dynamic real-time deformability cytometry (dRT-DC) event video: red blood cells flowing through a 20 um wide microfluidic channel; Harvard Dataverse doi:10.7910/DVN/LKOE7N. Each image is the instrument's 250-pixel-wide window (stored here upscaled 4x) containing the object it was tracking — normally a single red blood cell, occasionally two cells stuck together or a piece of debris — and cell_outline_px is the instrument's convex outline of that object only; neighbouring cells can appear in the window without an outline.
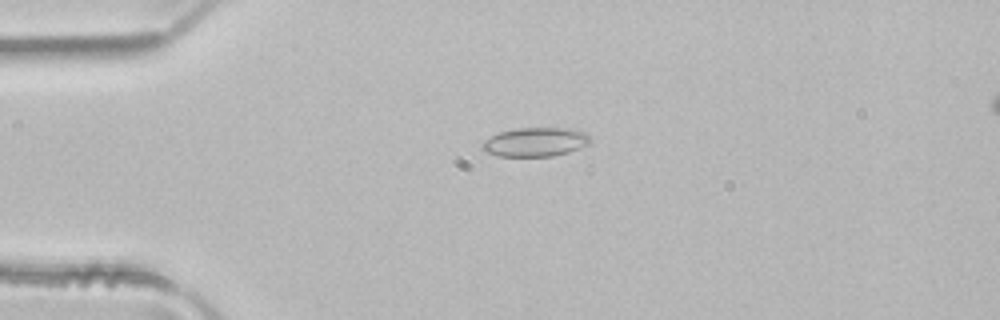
{"species": "common noctule bat (a hibernating species)", "species_latin": "Nyctalus noctula", "temperature_condition": "room temperature", "stored_images_in_passage": 4, "camera_frame_rate_fps": 3000, "um_per_image_px": 0.085, "animal": {"sex": "male", "body_mass_g": 21.5, "forearm_length_mm": 52.0}, "frame": {"image": 1, "passage_image": 2, "time_ms": 0.333, "image_size_px": [1000, 320], "cell_outline_px": [[588, 144], [568, 152], [552, 156], [496, 156], [484, 152], [480, 148], [480, 144], [484, 140], [500, 132], [516, 128], [572, 128], [588, 132]], "centroid_in_image_um": [45.46, 12.07], "position_along_channel_um": 39.5, "area_um2": 18.32}}
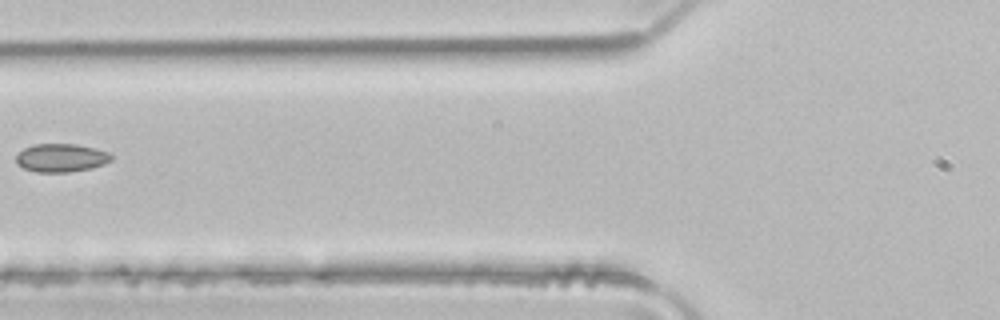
{"frame": {"image": 2, "passage_image": 4, "time_ms": 1.0, "image_size_px": [1000, 320], "cell_outline_px": [[112, 160], [104, 164], [92, 168], [68, 172], [36, 172], [24, 168], [16, 164], [16, 156], [24, 148], [36, 144], [76, 144], [96, 148], [108, 152], [112, 156]], "centroid_in_image_um": [5.21, 13.42], "position_along_channel_um": 120.6, "area_um2": 15.72}}